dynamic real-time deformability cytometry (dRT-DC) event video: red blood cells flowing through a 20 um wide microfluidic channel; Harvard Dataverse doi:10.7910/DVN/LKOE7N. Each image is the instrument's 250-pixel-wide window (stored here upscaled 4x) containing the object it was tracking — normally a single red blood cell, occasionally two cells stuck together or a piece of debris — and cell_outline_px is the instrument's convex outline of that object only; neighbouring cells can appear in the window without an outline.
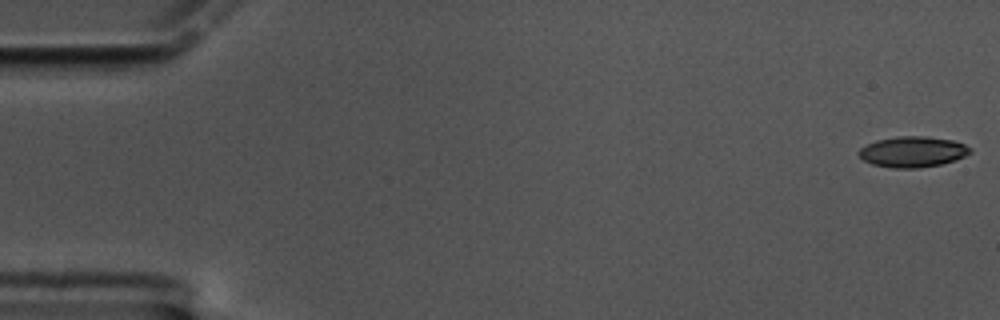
{"species": "common noctule bat (a hibernating species)", "species_latin": "Nyctalus noctula", "temperature_condition": "cold", "stored_images_in_passage": 60, "camera_frame_rate_fps": 3000, "um_per_image_px": 0.085, "animal": {"sex": "male", "body_mass_g": 17.5, "forearm_length_mm": 52.3}, "frame": {"image": 1, "passage_image": 1, "time_ms": 0.0, "image_size_px": [1000, 320], "cell_outline_px": [[972, 152], [956, 160], [940, 164], [916, 168], [892, 168], [872, 164], [864, 160], [856, 152], [860, 148], [876, 140], [900, 136], [924, 136], [952, 140], [964, 144], [972, 148]], "centroid_in_image_um": [77.58, 12.9], "position_along_channel_um": 7.4, "area_um2": 19.88}}
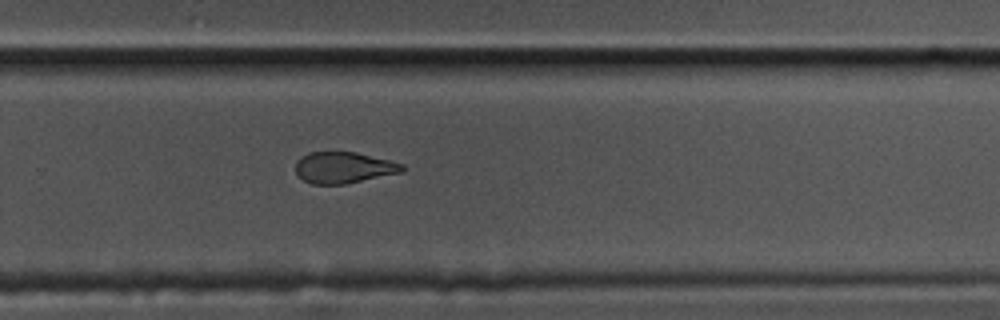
{"frame": {"image": 2, "passage_image": 40, "time_ms": 13.0, "image_size_px": [1000, 320], "cell_outline_px": [[404, 168], [400, 172], [344, 184], [312, 184], [296, 176], [296, 160], [308, 152], [356, 152], [404, 164]], "centroid_in_image_um": [29.15, 14.24], "position_along_channel_um": 300.7, "area_um2": 19.25}}
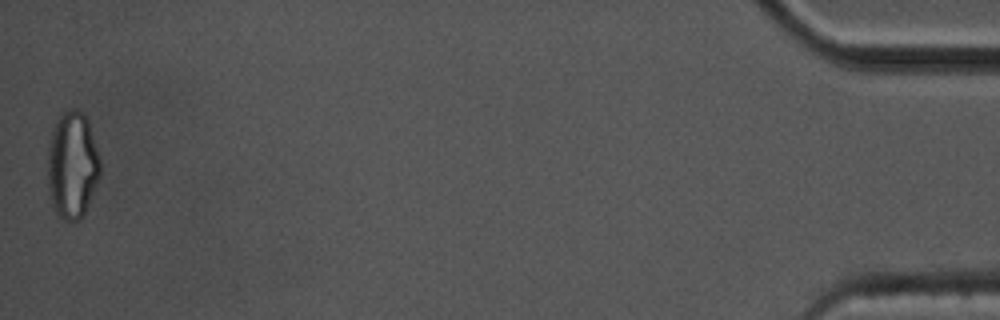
{"frame": {"image": 3, "passage_image": 60, "time_ms": 19.667, "image_size_px": [1000, 320], "cell_outline_px": [[100, 176], [84, 216], [80, 220], [64, 220], [56, 216], [52, 208], [48, 184], [48, 148], [52, 128], [56, 120], [68, 108], [76, 108], [84, 112], [88, 120], [100, 160]], "centroid_in_image_um": [6.14, 14.05], "position_along_channel_um": 429.1, "area_um2": 33.23}, "authors_computed_cell_mechanics": {"area_um2": 20.9814, "velocity_mm_per_s": 3.3357, "shape_relaxation_time_tau1_ms": 8.2614, "shape_relaxation_time_tau2_ms": 5.2069, "deformation_change_tau1": 0.1734, "deformation_change_tau2": 0.1231}}